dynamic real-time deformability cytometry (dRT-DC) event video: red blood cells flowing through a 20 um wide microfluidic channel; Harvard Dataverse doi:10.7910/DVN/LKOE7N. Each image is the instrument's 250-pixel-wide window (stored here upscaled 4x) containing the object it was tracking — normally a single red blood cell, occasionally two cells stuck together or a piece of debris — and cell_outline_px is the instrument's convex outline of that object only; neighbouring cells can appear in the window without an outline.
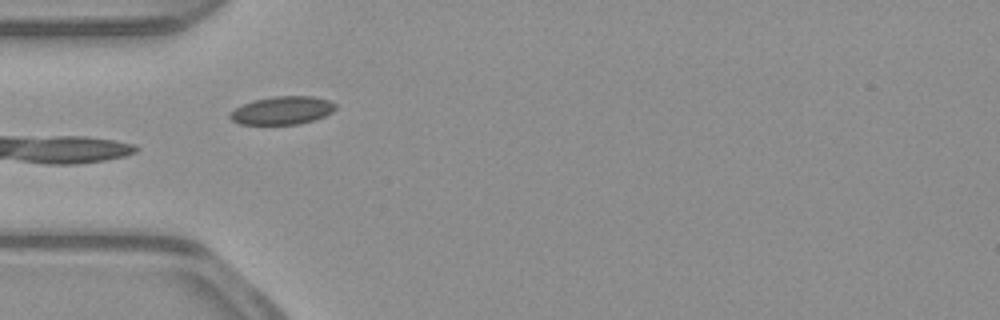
{"species": "common noctule bat (a hibernating species)", "species_latin": "Nyctalus noctula", "temperature_condition": "warm", "stored_images_in_passage": 35, "camera_frame_rate_fps": 3000, "um_per_image_px": 0.085, "animal": {"sex": "male", "body_mass_g": 23.1, "forearm_length_mm": 52.7}, "frame": {"image": 1, "passage_image": 1, "time_ms": 0.0, "image_size_px": [1000, 320], "cell_outline_px": [[336, 108], [332, 112], [324, 116], [300, 124], [240, 124], [232, 120], [228, 116], [236, 108], [252, 100], [272, 96], [312, 96], [328, 100], [336, 104]], "centroid_in_image_um": [24.0, 9.38], "position_along_channel_um": 61.0, "area_um2": 17.17}}